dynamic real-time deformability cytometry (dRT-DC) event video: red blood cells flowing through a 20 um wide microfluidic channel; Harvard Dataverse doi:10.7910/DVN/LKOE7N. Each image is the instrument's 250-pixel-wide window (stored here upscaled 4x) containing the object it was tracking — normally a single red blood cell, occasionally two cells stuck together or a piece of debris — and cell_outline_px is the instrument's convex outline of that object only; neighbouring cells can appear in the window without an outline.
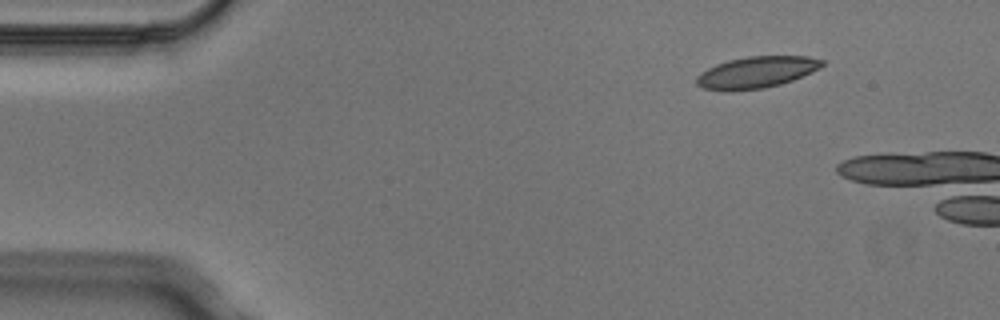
{"species": "Egyptian fruit bat (a non-hibernating species)", "species_latin": "Rousettus aegyptiacus", "temperature_condition": "cold", "stored_images_in_passage": 2, "camera_frame_rate_fps": 3000, "um_per_image_px": 0.085, "animal": {"sex": "male"}, "frame": {"image": 1, "passage_image": 1, "time_ms": 0.0, "image_size_px": [1000, 320], "cell_outline_px": [[824, 64], [820, 68], [812, 72], [792, 80], [780, 84], [764, 88], [732, 92], [720, 92], [704, 88], [696, 84], [696, 76], [700, 72], [716, 64], [728, 60], [748, 56], [808, 56], [824, 60]], "centroid_in_image_um": [64.26, 6.16], "position_along_channel_um": 20.7, "area_um2": 23.41}}